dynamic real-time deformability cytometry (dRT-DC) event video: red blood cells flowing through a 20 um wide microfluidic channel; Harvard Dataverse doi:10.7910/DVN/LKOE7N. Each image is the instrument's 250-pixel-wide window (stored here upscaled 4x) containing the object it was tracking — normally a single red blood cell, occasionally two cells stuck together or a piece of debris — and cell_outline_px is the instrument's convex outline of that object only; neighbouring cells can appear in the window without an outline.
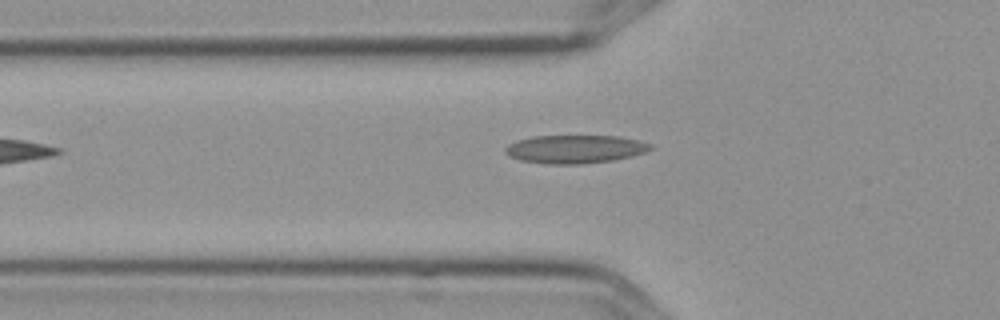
{"species": "Egyptian fruit bat (a non-hibernating species)", "species_latin": "Rousettus aegyptiacus", "temperature_condition": "cold", "stored_images_in_passage": 6, "camera_frame_rate_fps": 3000, "um_per_image_px": 0.085, "frame": {"image": 1, "passage_image": 6, "time_ms": 1.667, "image_size_px": [1000, 320], "cell_outline_px": [[652, 148], [644, 152], [632, 156], [612, 160], [580, 164], [548, 164], [520, 160], [508, 156], [504, 152], [504, 148], [508, 144], [516, 140], [532, 136], [620, 136], [640, 140], [652, 144]], "centroid_in_image_um": [48.85, 12.67], "position_along_channel_um": 77.0, "area_um2": 24.04}}